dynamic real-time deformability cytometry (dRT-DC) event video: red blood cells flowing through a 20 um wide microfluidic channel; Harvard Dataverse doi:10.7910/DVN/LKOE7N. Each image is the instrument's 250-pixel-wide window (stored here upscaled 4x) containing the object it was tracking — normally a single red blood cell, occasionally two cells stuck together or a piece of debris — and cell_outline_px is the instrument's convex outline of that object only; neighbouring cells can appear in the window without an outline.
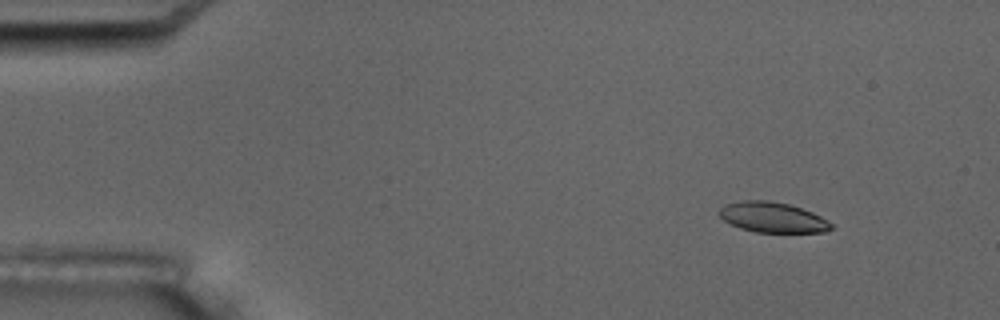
{"species": "common noctule bat (a hibernating species)", "species_latin": "Nyctalus noctula", "temperature_condition": "room temperature", "stored_images_in_passage": 5, "camera_frame_rate_fps": 3000, "um_per_image_px": 0.085, "animal": {"sex": "male", "body_mass_g": 17.5, "forearm_length_mm": 52.3}, "frame": {"image": 1, "passage_image": 2, "time_ms": 1.333, "image_size_px": [1000, 320], "cell_outline_px": [[832, 228], [824, 232], [756, 232], [740, 228], [724, 220], [716, 212], [724, 204], [740, 200], [768, 200], [788, 204], [812, 212], [820, 216], [832, 224]], "centroid_in_image_um": [65.62, 18.46], "position_along_channel_um": 19.4, "area_um2": 19.71}}